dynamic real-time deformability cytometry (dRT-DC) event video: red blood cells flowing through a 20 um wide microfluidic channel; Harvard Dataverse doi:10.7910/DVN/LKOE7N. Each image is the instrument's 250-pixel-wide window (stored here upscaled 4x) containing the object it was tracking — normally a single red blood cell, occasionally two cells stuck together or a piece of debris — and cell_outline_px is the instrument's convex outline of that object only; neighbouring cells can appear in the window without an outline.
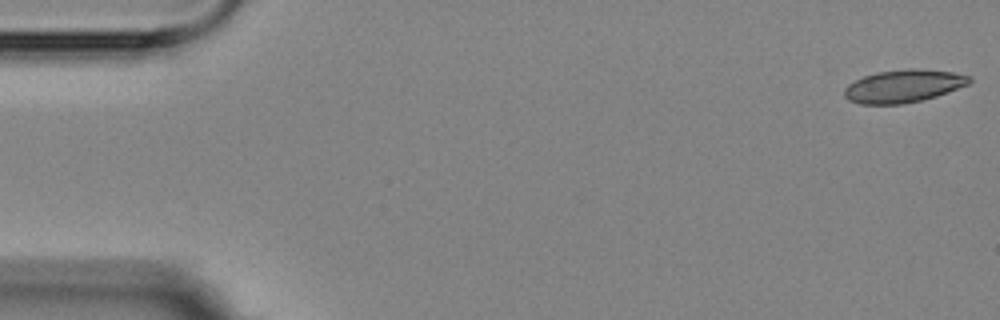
{"species": "Egyptian fruit bat (a non-hibernating species)", "species_latin": "Rousettus aegyptiacus", "temperature_condition": "room temperature", "stored_images_in_passage": 5, "camera_frame_rate_fps": 3000, "um_per_image_px": 0.085, "animal": {"sex": "female"}, "frame": {"image": 1, "passage_image": 1, "time_ms": 0.0, "image_size_px": [1000, 320], "cell_outline_px": [[972, 80], [968, 84], [936, 96], [904, 104], [860, 104], [848, 100], [844, 96], [844, 88], [848, 84], [864, 76], [876, 72], [908, 68], [920, 68], [952, 72], [972, 76]], "centroid_in_image_um": [76.78, 7.31], "position_along_channel_um": 8.2, "area_um2": 23.93}}
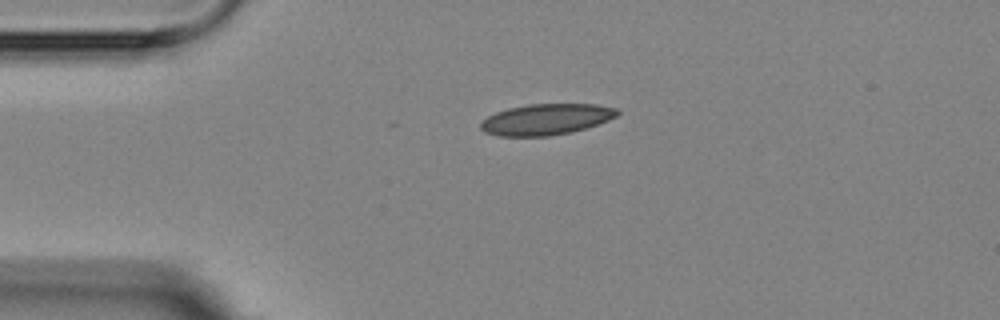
{"frame": {"image": 2, "passage_image": 4, "time_ms": 3.667, "image_size_px": [1000, 320], "cell_outline_px": [[620, 112], [616, 116], [608, 120], [572, 132], [548, 136], [500, 136], [484, 132], [480, 128], [480, 124], [488, 116], [496, 112], [508, 108], [528, 104], [596, 104], [616, 108]], "centroid_in_image_um": [46.41, 10.14], "position_along_channel_um": 38.6, "area_um2": 24.57}}